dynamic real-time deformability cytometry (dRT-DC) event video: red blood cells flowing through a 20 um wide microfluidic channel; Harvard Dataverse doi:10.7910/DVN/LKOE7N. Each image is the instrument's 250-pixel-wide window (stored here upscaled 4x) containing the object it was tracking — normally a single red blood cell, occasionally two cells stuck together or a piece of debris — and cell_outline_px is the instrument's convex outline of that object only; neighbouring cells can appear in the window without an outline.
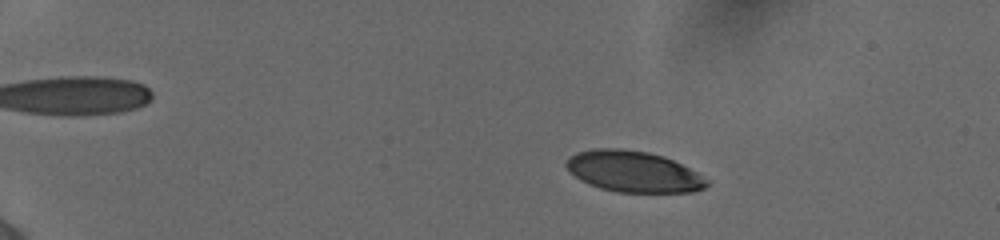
{"species": "human", "species_latin": "Homo sapiens", "temperature_condition": "cold", "stored_images_in_passage": 56, "camera_frame_rate_fps": 3000, "um_per_image_px": 0.085, "donor": {"sex": "female"}, "frame": {"image": 1, "passage_image": 12, "time_ms": 3.667, "image_size_px": [1000, 240], "cell_outline_px": [[708, 184], [704, 188], [692, 192], [616, 192], [600, 188], [588, 184], [580, 180], [568, 172], [564, 164], [568, 156], [576, 152], [592, 148], [620, 148], [648, 152], [664, 156], [696, 172], [708, 180]], "centroid_in_image_um": [53.76, 14.57], "position_along_channel_um": 31.2, "area_um2": 33.87}}
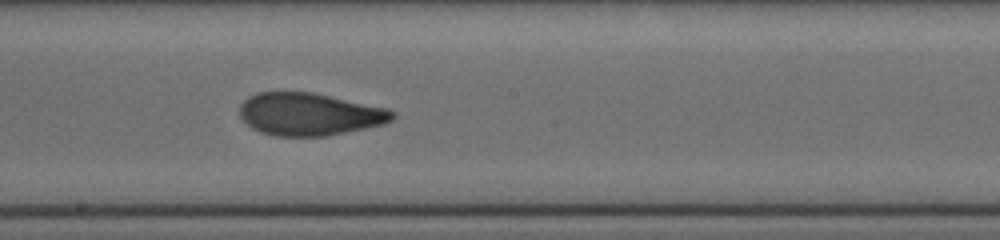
{"frame": {"image": 2, "passage_image": 35, "time_ms": 11.333, "image_size_px": [1000, 240], "cell_outline_px": [[396, 116], [392, 120], [384, 124], [324, 136], [276, 136], [260, 132], [252, 128], [240, 116], [240, 104], [248, 96], [256, 92], [312, 92], [388, 108], [396, 112]], "centroid_in_image_um": [26.3, 9.7], "position_along_channel_um": 221.9, "area_um2": 37.86}}
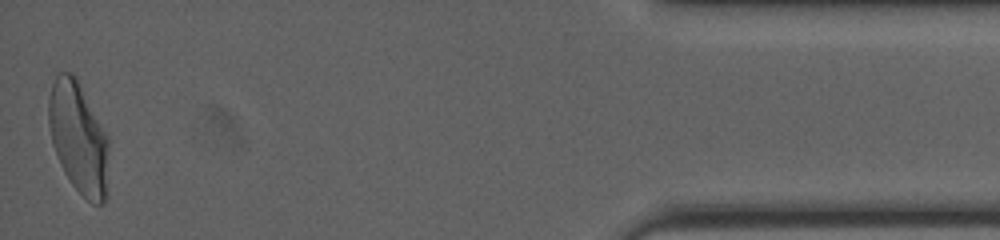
{"frame": {"image": 3, "passage_image": 56, "time_ms": 18.333, "image_size_px": [1000, 240], "cell_outline_px": [[108, 196], [104, 204], [92, 204], [72, 184], [64, 172], [60, 164], [52, 144], [48, 124], [48, 96], [52, 84], [56, 76], [60, 72], [72, 72], [76, 76], [108, 136]], "centroid_in_image_um": [6.68, 11.73], "position_along_channel_um": 428.5, "area_um2": 39.48}, "authors_computed_cell_mechanics": {"area_um2": 37.3099, "velocity_mm_per_s": 3.8759, "shape_relaxation_time_tau1_ms": 6.0956, "shape_relaxation_time_tau2_ms": 1.1356, "deformation_change_tau1": 0.2147, "deformation_change_tau2": 0.0801}}